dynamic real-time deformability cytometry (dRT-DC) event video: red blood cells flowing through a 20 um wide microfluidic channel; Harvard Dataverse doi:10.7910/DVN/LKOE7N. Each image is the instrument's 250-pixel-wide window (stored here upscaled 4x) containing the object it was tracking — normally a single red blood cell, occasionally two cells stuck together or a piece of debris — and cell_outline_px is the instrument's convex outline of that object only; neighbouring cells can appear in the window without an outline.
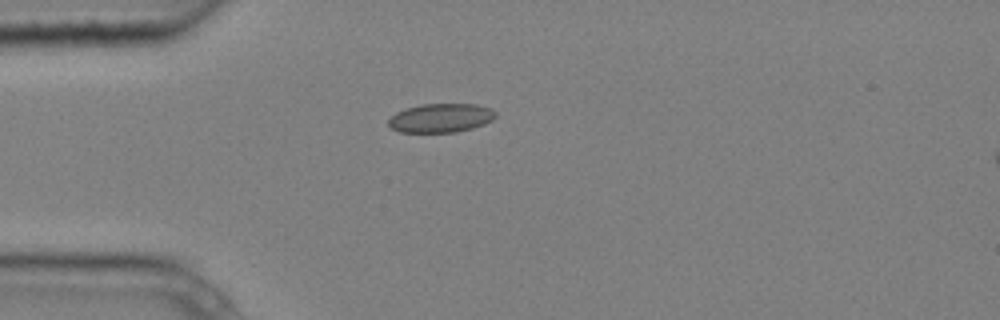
{"species": "common noctule bat (a hibernating species)", "species_latin": "Nyctalus noctula", "temperature_condition": "cold", "stored_images_in_passage": 4, "camera_frame_rate_fps": 3000, "um_per_image_px": 0.085, "animal": {"sex": "male", "body_mass_g": 20.4}, "frame": {"image": 1, "passage_image": 4, "time_ms": 1.0, "image_size_px": [1000, 320], "cell_outline_px": [[496, 116], [492, 120], [484, 124], [472, 128], [456, 132], [400, 132], [392, 128], [388, 124], [388, 120], [396, 112], [420, 104], [476, 104], [492, 108], [496, 112]], "centroid_in_image_um": [37.49, 10.02], "position_along_channel_um": 47.5, "area_um2": 18.03}}